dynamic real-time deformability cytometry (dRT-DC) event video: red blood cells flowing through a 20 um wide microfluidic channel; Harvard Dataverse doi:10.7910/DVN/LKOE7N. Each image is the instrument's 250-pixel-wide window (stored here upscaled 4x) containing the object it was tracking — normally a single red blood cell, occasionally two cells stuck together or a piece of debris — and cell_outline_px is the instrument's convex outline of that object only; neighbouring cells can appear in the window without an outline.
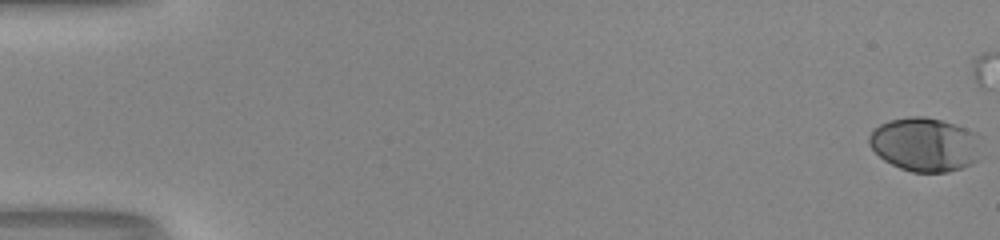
{"species": "human", "species_latin": "Homo sapiens", "temperature_condition": "room temperature", "stored_images_in_passage": 28, "camera_frame_rate_fps": 3000, "um_per_image_px": 0.085, "donor": {"sex": "male"}, "frame": {"image": 1, "passage_image": 1, "time_ms": 0.0, "image_size_px": [1000, 240], "cell_outline_px": [[976, 160], [972, 164], [948, 172], [912, 172], [900, 168], [884, 160], [872, 148], [868, 140], [868, 136], [880, 124], [888, 120], [908, 116], [924, 116], [956, 124], [976, 132]], "centroid_in_image_um": [78.57, 12.27], "position_along_channel_um": 6.4, "area_um2": 34.74}}
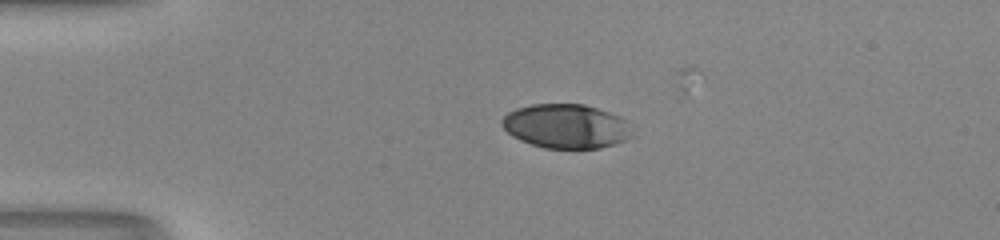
{"frame": {"image": 2, "passage_image": 14, "time_ms": 4.333, "image_size_px": [1000, 240], "cell_outline_px": [[632, 136], [624, 140], [600, 148], [544, 148], [520, 140], [512, 136], [500, 124], [500, 120], [508, 112], [516, 108], [532, 104], [584, 104], [620, 116], [624, 120]], "centroid_in_image_um": [48.05, 10.72], "position_along_channel_um": 36.9, "area_um2": 33.23}}